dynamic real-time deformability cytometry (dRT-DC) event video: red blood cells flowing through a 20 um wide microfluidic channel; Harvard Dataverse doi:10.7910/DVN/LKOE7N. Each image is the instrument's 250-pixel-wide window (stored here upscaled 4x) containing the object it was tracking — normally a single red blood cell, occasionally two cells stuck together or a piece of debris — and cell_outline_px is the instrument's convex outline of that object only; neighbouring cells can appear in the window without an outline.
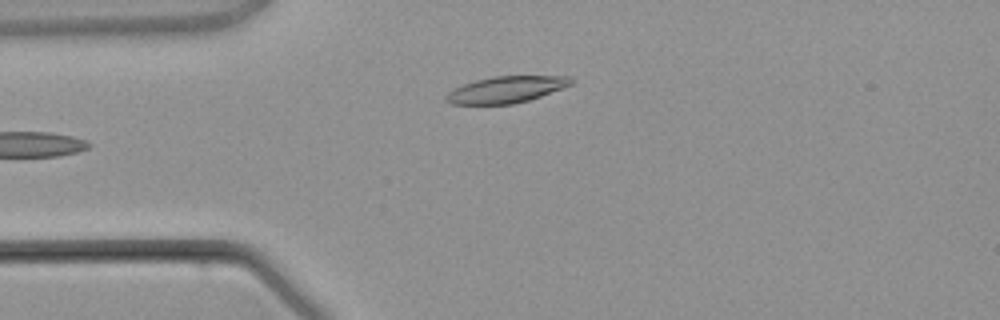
{"species": "common noctule bat (a hibernating species)", "species_latin": "Nyctalus noctula", "temperature_condition": "warm", "stored_images_in_passage": 4, "camera_frame_rate_fps": 3000, "um_per_image_px": 0.085, "animal": {"sex": "male", "body_mass_g": 21.5, "forearm_length_mm": 52.0}, "frame": {"image": 1, "passage_image": 4, "time_ms": 4.0, "image_size_px": [1000, 320], "cell_outline_px": [[572, 84], [540, 96], [528, 100], [512, 104], [452, 104], [444, 100], [444, 96], [448, 92], [464, 84], [476, 80], [492, 76], [568, 76], [572, 80]], "centroid_in_image_um": [42.98, 7.61], "position_along_channel_um": 42.0, "area_um2": 19.07}}